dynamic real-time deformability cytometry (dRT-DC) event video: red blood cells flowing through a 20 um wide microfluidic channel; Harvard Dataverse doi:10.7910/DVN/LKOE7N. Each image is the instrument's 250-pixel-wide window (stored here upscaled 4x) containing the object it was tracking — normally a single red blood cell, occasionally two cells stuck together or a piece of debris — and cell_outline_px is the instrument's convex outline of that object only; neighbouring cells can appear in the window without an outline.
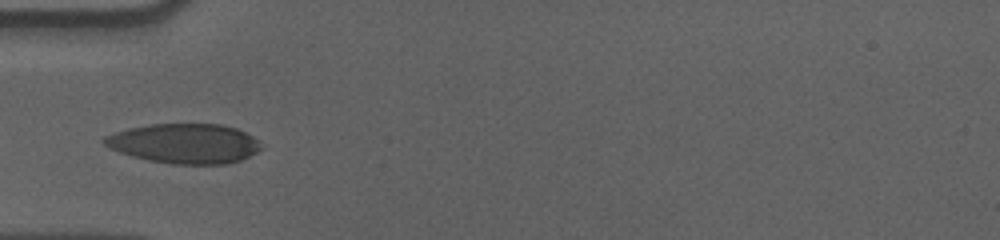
{"species": "human", "species_latin": "Homo sapiens", "temperature_condition": "cold", "stored_images_in_passage": 37, "camera_frame_rate_fps": 3000, "um_per_image_px": 0.085, "donor": {"sex": "male"}, "frame": {"image": 1, "passage_image": 1, "time_ms": 0.0, "image_size_px": [1000, 240], "cell_outline_px": [[264, 148], [240, 160], [224, 164], [172, 164], [148, 160], [132, 156], [120, 152], [104, 144], [100, 140], [104, 136], [128, 128], [152, 124], [220, 124], [236, 128], [252, 136]], "centroid_in_image_um": [15.67, 12.2], "position_along_channel_um": 69.3, "area_um2": 36.18}}
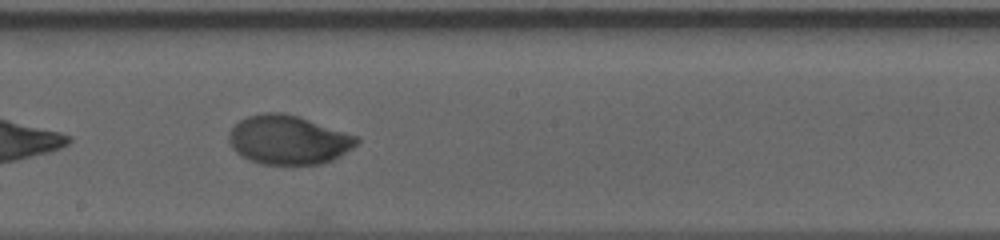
{"frame": {"image": 2, "passage_image": 14, "time_ms": 4.333, "image_size_px": [1000, 240], "cell_outline_px": [[360, 140], [352, 148], [340, 156], [332, 160], [320, 164], [260, 164], [248, 160], [236, 152], [232, 148], [228, 140], [228, 132], [240, 120], [248, 116], [260, 112], [280, 112], [296, 116], [360, 136]], "centroid_in_image_um": [24.5, 11.89], "position_along_channel_um": 223.7, "area_um2": 36.59}}
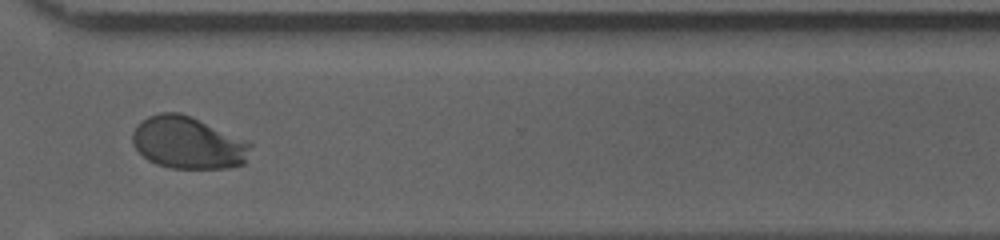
{"frame": {"image": 3, "passage_image": 25, "time_ms": 8.0, "image_size_px": [1000, 240], "cell_outline_px": [[252, 144], [244, 164], [228, 168], [172, 168], [156, 164], [148, 160], [132, 144], [132, 132], [140, 120], [148, 116], [160, 112], [180, 112], [192, 116], [248, 140]], "centroid_in_image_um": [15.98, 12.12], "position_along_channel_um": 354.6, "area_um2": 36.24}, "authors_computed_cell_mechanics": {"area_um2": 36.125, "velocity_mm_per_s": 3.5663, "shape_relaxation_time_tau1_ms": 4.3548, "shape_relaxation_time_tau2_ms": null, "deformation_change_tau1": 0.1618, "deformation_change_tau2": null}}